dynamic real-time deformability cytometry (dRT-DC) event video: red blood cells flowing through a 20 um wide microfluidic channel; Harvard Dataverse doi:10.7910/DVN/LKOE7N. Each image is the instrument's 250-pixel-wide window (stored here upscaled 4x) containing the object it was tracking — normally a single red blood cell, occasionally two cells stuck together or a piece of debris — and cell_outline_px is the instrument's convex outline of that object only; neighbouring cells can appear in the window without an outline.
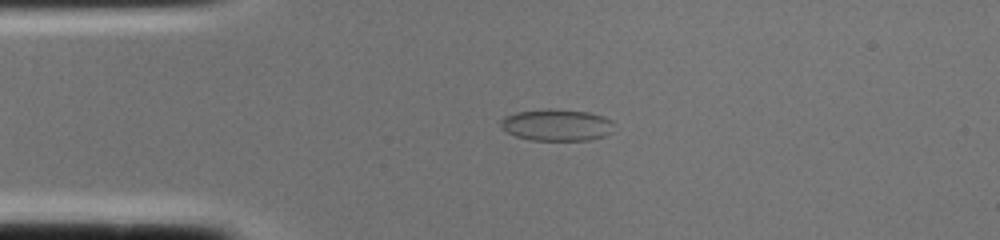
{"species": "common noctule bat (a hibernating species)", "species_latin": "Nyctalus noctula", "temperature_condition": "cold", "stored_images_in_passage": 1, "camera_frame_rate_fps": 3000, "um_per_image_px": 0.085, "animal": {"sex": "female", "body_mass_g": 22.0, "forearm_length_mm": 56.7}, "frame": {"image": 1, "passage_image": 1, "time_ms": 0.0, "image_size_px": [1000, 240], "cell_outline_px": [[612, 132], [604, 136], [588, 140], [532, 140], [516, 136], [500, 128], [500, 120], [504, 116], [516, 112], [548, 108], [588, 112], [604, 116], [612, 120]], "centroid_in_image_um": [47.3, 10.61], "position_along_channel_um": 37.7, "area_um2": 21.04}}